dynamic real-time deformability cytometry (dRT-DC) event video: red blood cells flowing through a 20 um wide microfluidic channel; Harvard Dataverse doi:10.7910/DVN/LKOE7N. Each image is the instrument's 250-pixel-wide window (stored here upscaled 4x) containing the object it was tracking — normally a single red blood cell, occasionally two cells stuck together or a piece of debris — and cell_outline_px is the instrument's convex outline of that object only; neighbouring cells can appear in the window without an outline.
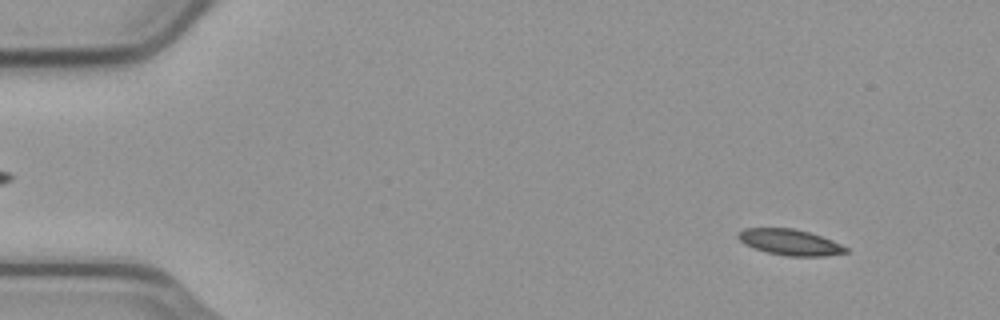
{"species": "common noctule bat (a hibernating species)", "species_latin": "Nyctalus noctula", "temperature_condition": "cold", "stored_images_in_passage": 55, "camera_frame_rate_fps": 3000, "um_per_image_px": 0.085, "animal": {"sex": "male", "body_mass_g": 23.1, "forearm_length_mm": 52.7}, "frame": {"image": 1, "passage_image": 5, "time_ms": 1.333, "image_size_px": [1000, 320], "cell_outline_px": [[848, 252], [828, 256], [788, 256], [768, 252], [752, 248], [744, 244], [736, 236], [744, 228], [792, 228], [808, 232], [832, 240], [848, 248]], "centroid_in_image_um": [67.14, 20.59], "position_along_channel_um": 17.9, "area_um2": 16.18}}
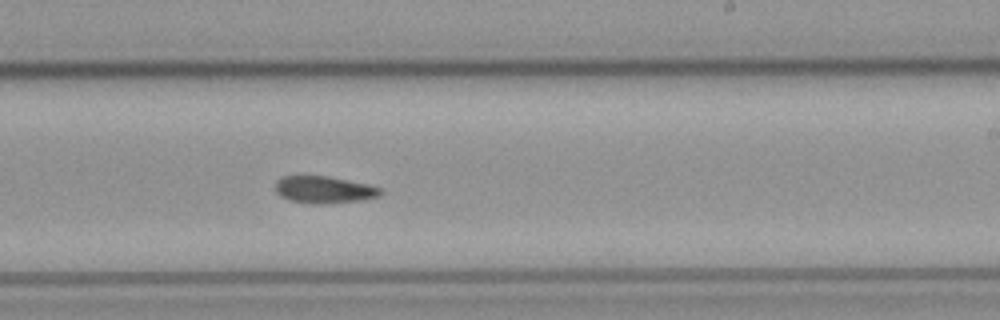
{"frame": {"image": 2, "passage_image": 33, "time_ms": 10.667, "image_size_px": [1000, 320], "cell_outline_px": [[380, 196], [360, 200], [324, 204], [312, 204], [288, 200], [280, 196], [276, 192], [276, 180], [280, 176], [328, 176], [368, 184], [380, 188]], "centroid_in_image_um": [27.5, 16.12], "position_along_channel_um": 261.5, "area_um2": 16.59}}
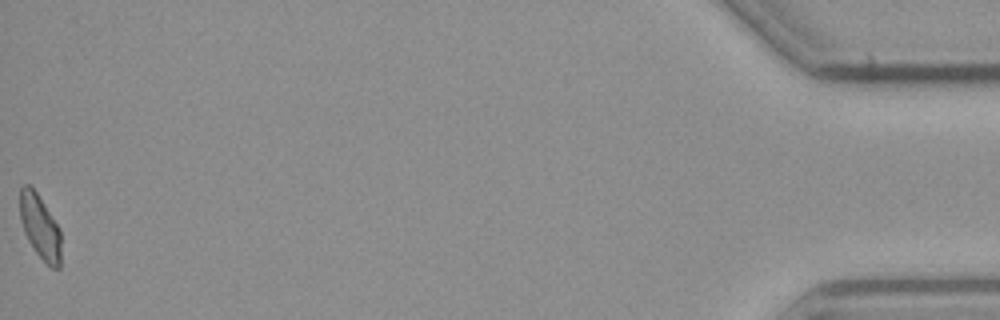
{"frame": {"image": 3, "passage_image": 55, "time_ms": 18.0, "image_size_px": [1000, 320], "cell_outline_px": [[60, 268], [52, 268], [36, 252], [28, 240], [24, 232], [20, 220], [20, 188], [24, 184], [28, 184], [36, 192], [60, 228]], "centroid_in_image_um": [3.39, 19.27], "position_along_channel_um": 431.8, "area_um2": 15.14}, "authors_computed_cell_mechanics": {"area_um2": 16.5886, "velocity_mm_per_s": 3.7273, "shape_relaxation_time_tau1_ms": null, "shape_relaxation_time_tau2_ms": 5.1814, "deformation_change_tau1": null, "deformation_change_tau2": 0.118}}